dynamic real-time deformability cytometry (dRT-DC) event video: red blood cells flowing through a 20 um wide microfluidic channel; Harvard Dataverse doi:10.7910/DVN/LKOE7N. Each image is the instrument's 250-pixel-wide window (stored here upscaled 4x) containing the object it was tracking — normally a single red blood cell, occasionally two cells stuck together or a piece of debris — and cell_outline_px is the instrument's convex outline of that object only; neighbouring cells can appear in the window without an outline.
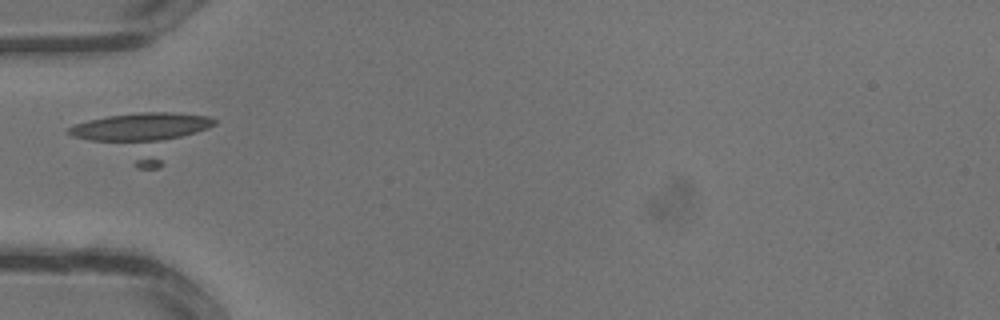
{"species": "common noctule bat (a hibernating species)", "species_latin": "Nyctalus noctula", "temperature_condition": "warm", "stored_images_in_passage": 35, "camera_frame_rate_fps": 3000, "um_per_image_px": 0.085, "animal": {"sex": "male", "body_mass_g": 13.3}, "frame": {"image": 1, "passage_image": 13, "time_ms": 4.0, "image_size_px": [1000, 320], "cell_outline_px": [[216, 124], [164, 164], [156, 168], [136, 168], [64, 132], [72, 124], [88, 120], [108, 116], [140, 112], [172, 112], [208, 116], [216, 120]], "centroid_in_image_um": [12.12, 11.52], "position_along_channel_um": 72.9, "area_um2": 38.73}}
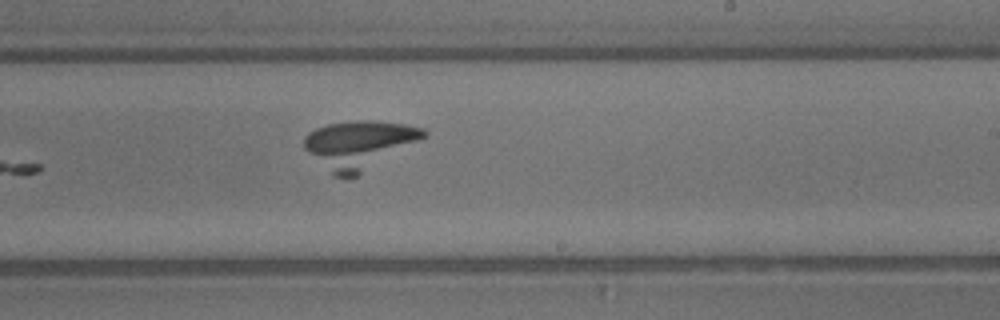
{"frame": {"image": 2, "passage_image": 22, "time_ms": 7.0, "image_size_px": [1000, 320], "cell_outline_px": [[428, 132], [424, 136], [356, 176], [332, 176], [304, 148], [304, 136], [308, 132], [316, 128], [328, 124], [372, 120], [376, 120], [404, 124], [424, 128]], "centroid_in_image_um": [30.46, 12.28], "position_along_channel_um": 258.5, "area_um2": 32.6}}
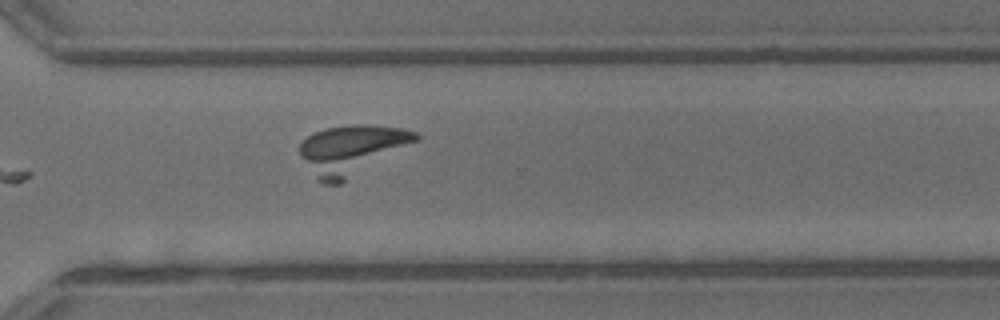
{"frame": {"image": 3, "passage_image": 26, "time_ms": 8.333, "image_size_px": [1000, 320], "cell_outline_px": [[420, 140], [340, 184], [324, 184], [316, 180], [300, 156], [300, 140], [324, 128], [356, 124], [360, 124], [400, 128], [416, 132], [420, 136]], "centroid_in_image_um": [29.88, 12.74], "position_along_channel_um": 340.7, "area_um2": 33.58}}